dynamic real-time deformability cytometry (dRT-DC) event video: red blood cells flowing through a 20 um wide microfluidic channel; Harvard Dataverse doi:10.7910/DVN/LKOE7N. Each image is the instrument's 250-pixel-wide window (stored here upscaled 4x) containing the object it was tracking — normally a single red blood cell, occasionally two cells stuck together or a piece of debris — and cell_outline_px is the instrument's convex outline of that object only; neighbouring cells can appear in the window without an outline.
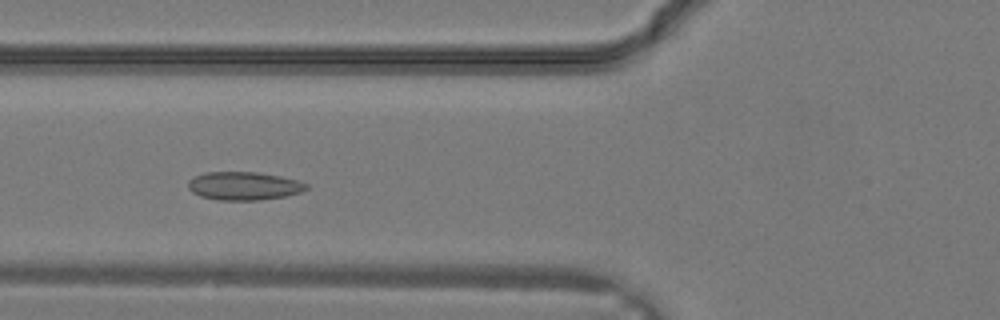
{"species": "common noctule bat (a hibernating species)", "species_latin": "Nyctalus noctula", "temperature_condition": "warm", "stored_images_in_passage": 21, "camera_frame_rate_fps": 3000, "um_per_image_px": 0.085, "animal": {"sex": "male", "body_mass_g": 19.2, "forearm_length_mm": 51.8}, "frame": {"image": 1, "passage_image": 4, "time_ms": 1.0, "image_size_px": [1000, 320], "cell_outline_px": [[308, 188], [300, 192], [284, 196], [260, 200], [220, 200], [200, 196], [192, 192], [188, 188], [188, 180], [204, 172], [256, 172], [280, 176], [296, 180], [308, 184]], "centroid_in_image_um": [20.71, 15.8], "position_along_channel_um": 105.1, "area_um2": 19.36}}
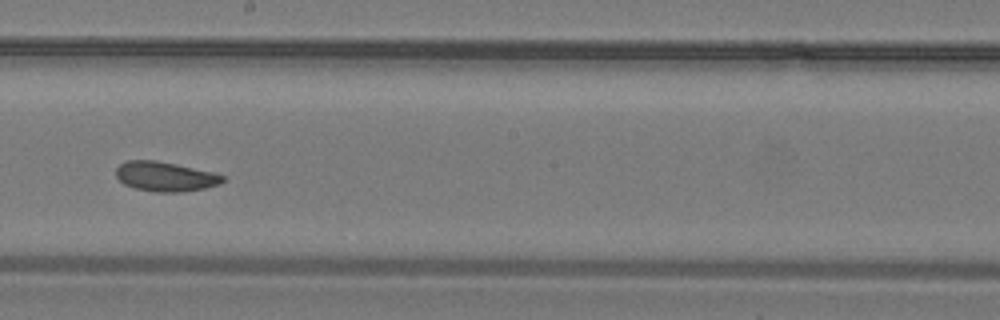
{"frame": {"image": 2, "passage_image": 10, "time_ms": 3.0, "image_size_px": [1000, 320], "cell_outline_px": [[224, 180], [220, 184], [204, 188], [176, 192], [156, 192], [136, 188], [124, 184], [116, 176], [116, 168], [120, 164], [128, 160], [156, 160], [216, 172], [224, 176]], "centroid_in_image_um": [14.06, 14.99], "position_along_channel_um": 234.1, "area_um2": 18.38}}
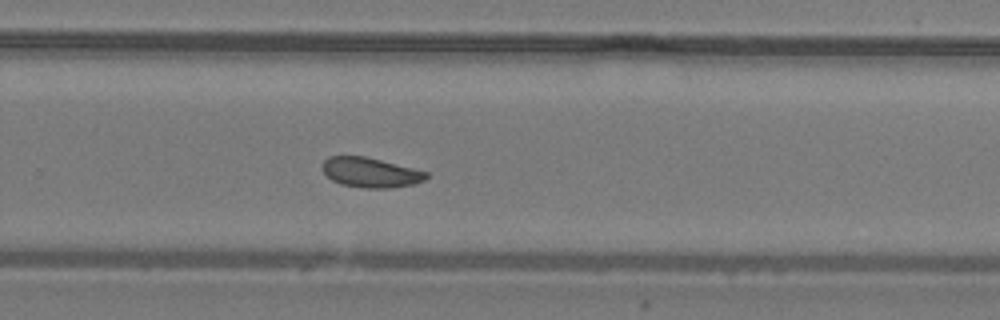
{"frame": {"image": 3, "passage_image": 13, "time_ms": 4.0, "image_size_px": [1000, 320], "cell_outline_px": [[428, 176], [424, 180], [416, 184], [392, 188], [368, 188], [340, 184], [332, 180], [320, 168], [320, 164], [328, 156], [364, 156], [428, 172]], "centroid_in_image_um": [31.46, 14.66], "position_along_channel_um": 298.3, "area_um2": 18.09}}